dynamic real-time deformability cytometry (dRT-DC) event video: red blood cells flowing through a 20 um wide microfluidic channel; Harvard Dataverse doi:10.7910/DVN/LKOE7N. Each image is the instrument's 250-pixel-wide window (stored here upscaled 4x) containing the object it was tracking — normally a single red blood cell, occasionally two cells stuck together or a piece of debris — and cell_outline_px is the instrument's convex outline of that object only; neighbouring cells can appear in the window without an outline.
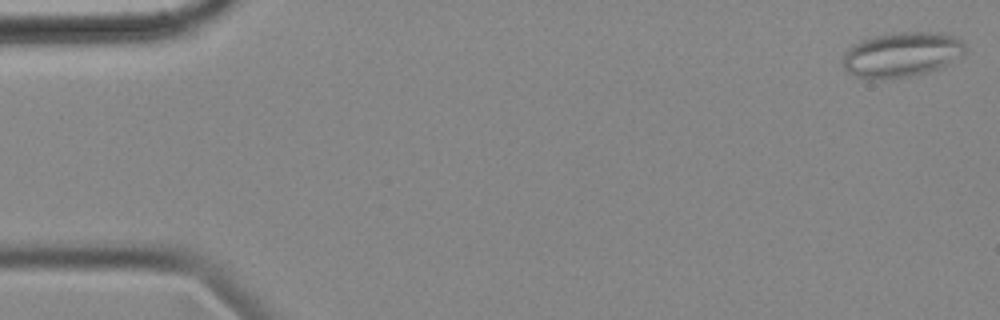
{"species": "common noctule bat (a hibernating species)", "species_latin": "Nyctalus noctula", "temperature_condition": "cold", "stored_images_in_passage": 56, "camera_frame_rate_fps": 3000, "um_per_image_px": 0.085, "animal": {"sex": "female", "body_mass_g": 18.4}, "frame": {"image": 1, "passage_image": 1, "time_ms": 0.0, "image_size_px": [1000, 320], "cell_outline_px": [[968, 52], [940, 68], [928, 72], [908, 76], [872, 80], [868, 80], [856, 76], [848, 72], [844, 68], [844, 52], [852, 44], [860, 40], [892, 32], [944, 32], [956, 36], [964, 40], [968, 48]], "centroid_in_image_um": [76.7, 4.62], "position_along_channel_um": 8.3, "area_um2": 32.6}}
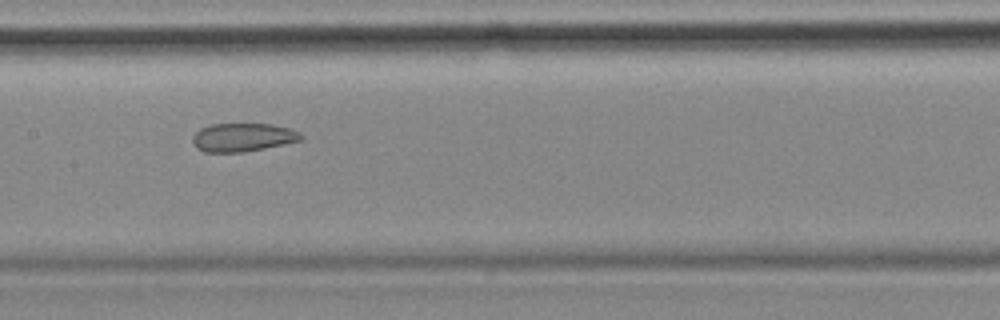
{"frame": {"image": 2, "passage_image": 27, "time_ms": 8.667, "image_size_px": [1000, 320], "cell_outline_px": [[304, 136], [300, 140], [264, 148], [240, 152], [204, 152], [196, 148], [192, 140], [192, 136], [200, 128], [212, 124], [272, 124], [288, 128], [300, 132]], "centroid_in_image_um": [20.61, 11.67], "position_along_channel_um": 186.8, "area_um2": 17.8}}
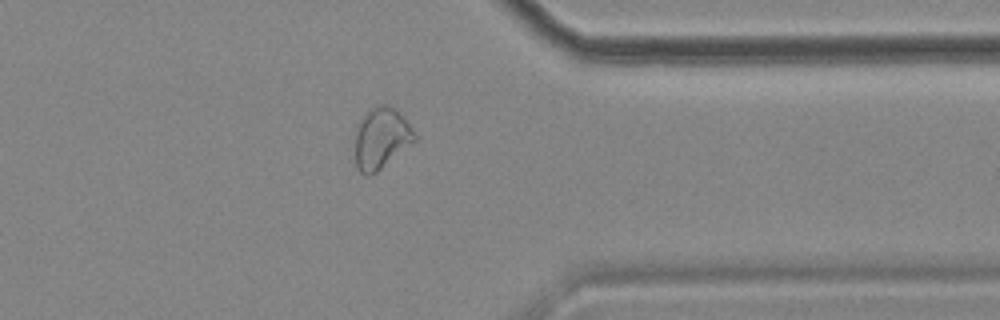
{"frame": {"image": 3, "passage_image": 44, "time_ms": 14.333, "image_size_px": [1000, 320], "cell_outline_px": [[416, 140], [376, 172], [368, 176], [364, 176], [356, 168], [356, 124], [376, 104], [384, 104], [396, 108], [408, 124], [416, 136]], "centroid_in_image_um": [32.38, 11.75], "position_along_channel_um": 379.0, "area_um2": 20.92}, "authors_computed_cell_mechanics": {"area_um2": 23.2645, "velocity_mm_per_s": 3.5414, "shape_relaxation_time_tau1_ms": null, "shape_relaxation_time_tau2_ms": 2.0606, "deformation_change_tau1": null, "deformation_change_tau2": 0.0812}}